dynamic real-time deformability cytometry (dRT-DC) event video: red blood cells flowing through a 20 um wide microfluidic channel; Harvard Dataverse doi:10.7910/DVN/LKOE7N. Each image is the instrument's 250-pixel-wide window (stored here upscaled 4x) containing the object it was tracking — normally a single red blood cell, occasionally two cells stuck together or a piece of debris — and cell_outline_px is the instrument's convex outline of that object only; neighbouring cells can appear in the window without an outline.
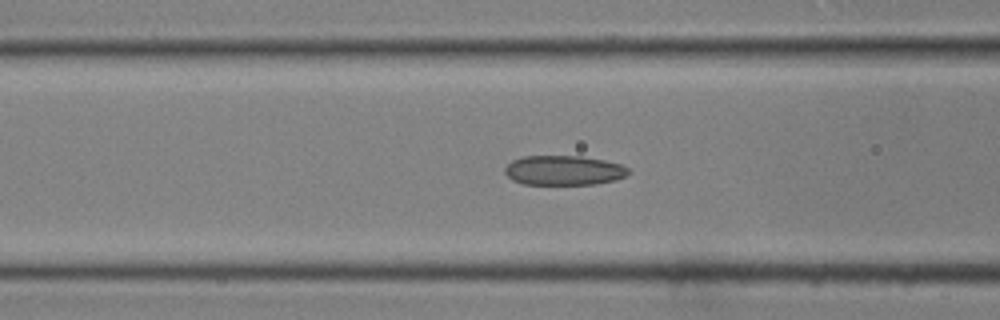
{"species": "common noctule bat (a hibernating species)", "species_latin": "Nyctalus noctula", "temperature_condition": "room temperature", "stored_images_in_passage": 44, "camera_frame_rate_fps": 3000, "um_per_image_px": 0.085, "animal": {"sex": "male", "body_mass_g": 19.0, "forearm_length_mm": 50.8}, "frame": {"image": 1, "passage_image": 18, "time_ms": 5.667, "image_size_px": [1000, 320], "cell_outline_px": [[632, 172], [616, 180], [596, 184], [524, 184], [512, 180], [504, 172], [504, 168], [512, 160], [524, 156], [580, 156], [604, 160], [620, 164], [628, 168]], "centroid_in_image_um": [47.92, 14.48], "position_along_channel_um": 118.7, "area_um2": 21.39}}
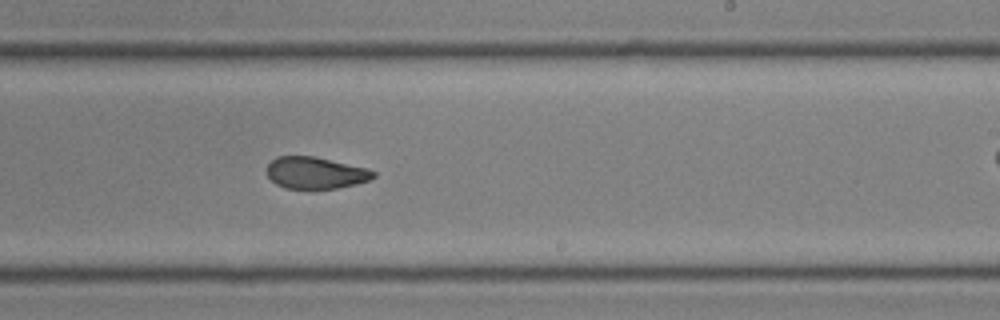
{"frame": {"image": 2, "passage_image": 27, "time_ms": 8.667, "image_size_px": [1000, 320], "cell_outline_px": [[376, 176], [368, 180], [356, 184], [336, 188], [312, 192], [284, 188], [276, 184], [268, 176], [268, 164], [276, 156], [312, 156], [368, 168], [376, 172]], "centroid_in_image_um": [26.81, 14.74], "position_along_channel_um": 262.2, "area_um2": 20.29}}
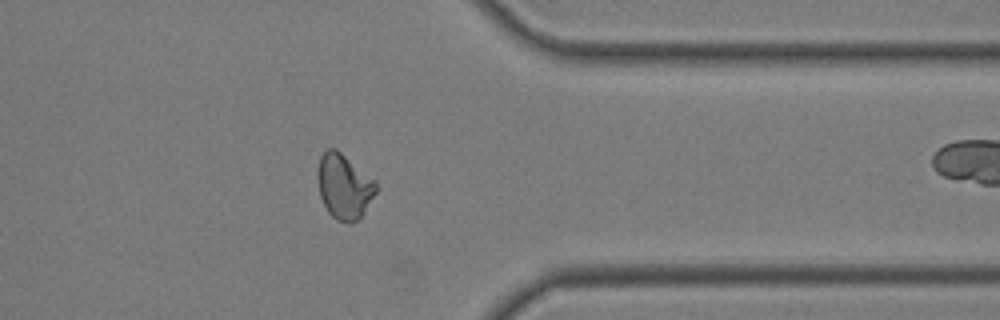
{"frame": {"image": 3, "passage_image": 35, "time_ms": 11.333, "image_size_px": [1000, 320], "cell_outline_px": [[376, 192], [360, 216], [352, 224], [348, 224], [336, 220], [328, 212], [320, 196], [316, 176], [320, 156], [328, 148], [336, 148], [376, 180]], "centroid_in_image_um": [29.22, 15.83], "position_along_channel_um": 382.2, "area_um2": 22.14}}